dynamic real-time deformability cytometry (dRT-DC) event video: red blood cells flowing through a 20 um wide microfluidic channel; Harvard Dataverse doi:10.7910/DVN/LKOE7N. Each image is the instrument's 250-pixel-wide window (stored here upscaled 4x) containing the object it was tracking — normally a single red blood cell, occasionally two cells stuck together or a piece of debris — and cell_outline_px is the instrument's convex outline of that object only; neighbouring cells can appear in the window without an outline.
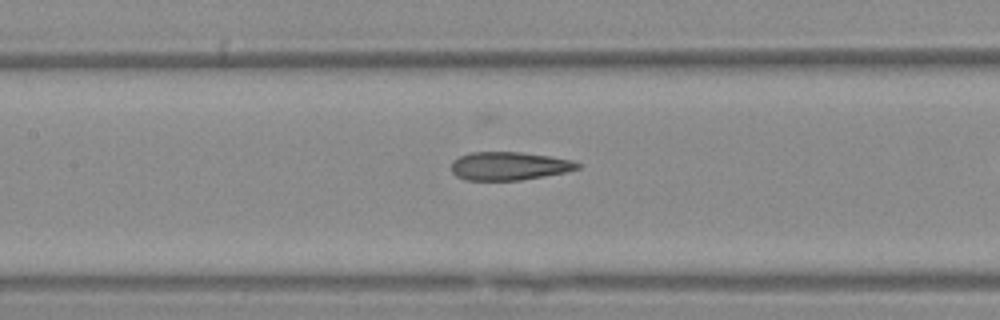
{"species": "Egyptian fruit bat (a non-hibernating species)", "species_latin": "Rousettus aegyptiacus", "temperature_condition": "warm", "stored_images_in_passage": 18, "camera_frame_rate_fps": 3000, "um_per_image_px": 0.085, "animal": {"sex": "female"}, "frame": {"image": 1, "passage_image": 13, "time_ms": 4.0, "image_size_px": [1000, 320], "cell_outline_px": [[580, 168], [564, 172], [544, 176], [520, 180], [464, 180], [456, 176], [452, 172], [452, 160], [460, 156], [472, 152], [520, 152], [552, 156], [572, 160], [580, 164]], "centroid_in_image_um": [43.26, 14.11], "position_along_channel_um": 164.1, "area_um2": 20.81}}
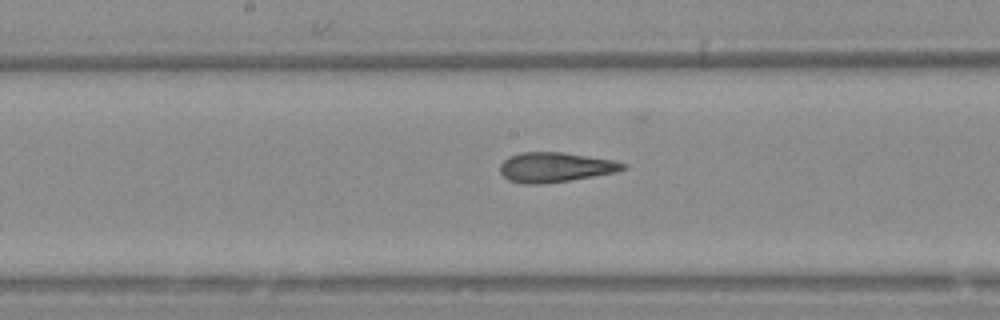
{"frame": {"image": 2, "passage_image": 16, "time_ms": 5.0, "image_size_px": [1000, 320], "cell_outline_px": [[628, 168], [616, 172], [568, 180], [540, 184], [524, 184], [508, 180], [500, 172], [500, 164], [508, 156], [520, 152], [564, 152], [612, 160], [628, 164]], "centroid_in_image_um": [47.18, 14.2], "position_along_channel_um": 201.0, "area_um2": 21.33}}